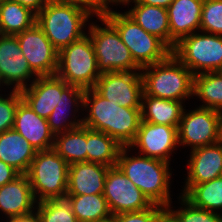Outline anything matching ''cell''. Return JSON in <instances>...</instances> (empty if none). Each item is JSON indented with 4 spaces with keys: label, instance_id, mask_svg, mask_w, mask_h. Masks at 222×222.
<instances>
[{
    "label": "cell",
    "instance_id": "30bf717a",
    "mask_svg": "<svg viewBox=\"0 0 222 222\" xmlns=\"http://www.w3.org/2000/svg\"><path fill=\"white\" fill-rule=\"evenodd\" d=\"M185 110L178 126L180 146H191V150H194L222 140L221 113L219 111L203 107L191 112Z\"/></svg>",
    "mask_w": 222,
    "mask_h": 222
},
{
    "label": "cell",
    "instance_id": "9a60e30c",
    "mask_svg": "<svg viewBox=\"0 0 222 222\" xmlns=\"http://www.w3.org/2000/svg\"><path fill=\"white\" fill-rule=\"evenodd\" d=\"M0 76L4 85L14 84L13 90L18 91L28 87L27 81L32 76L38 77L22 54L16 36L0 35Z\"/></svg>",
    "mask_w": 222,
    "mask_h": 222
},
{
    "label": "cell",
    "instance_id": "d590c367",
    "mask_svg": "<svg viewBox=\"0 0 222 222\" xmlns=\"http://www.w3.org/2000/svg\"><path fill=\"white\" fill-rule=\"evenodd\" d=\"M166 210L165 207L153 204L150 208L138 212H124L112 217V222H156Z\"/></svg>",
    "mask_w": 222,
    "mask_h": 222
},
{
    "label": "cell",
    "instance_id": "ab89813d",
    "mask_svg": "<svg viewBox=\"0 0 222 222\" xmlns=\"http://www.w3.org/2000/svg\"><path fill=\"white\" fill-rule=\"evenodd\" d=\"M8 220L7 222H40L38 213L35 210L25 215L9 218Z\"/></svg>",
    "mask_w": 222,
    "mask_h": 222
},
{
    "label": "cell",
    "instance_id": "5bb4252c",
    "mask_svg": "<svg viewBox=\"0 0 222 222\" xmlns=\"http://www.w3.org/2000/svg\"><path fill=\"white\" fill-rule=\"evenodd\" d=\"M179 146L178 128L150 122H140L134 141L129 145L139 148V154L170 163L172 151ZM171 154V155H170Z\"/></svg>",
    "mask_w": 222,
    "mask_h": 222
},
{
    "label": "cell",
    "instance_id": "83f0119b",
    "mask_svg": "<svg viewBox=\"0 0 222 222\" xmlns=\"http://www.w3.org/2000/svg\"><path fill=\"white\" fill-rule=\"evenodd\" d=\"M53 149L70 165L87 162V127L80 126L55 136Z\"/></svg>",
    "mask_w": 222,
    "mask_h": 222
},
{
    "label": "cell",
    "instance_id": "f6af8a7d",
    "mask_svg": "<svg viewBox=\"0 0 222 222\" xmlns=\"http://www.w3.org/2000/svg\"><path fill=\"white\" fill-rule=\"evenodd\" d=\"M220 113H221V134H222V111Z\"/></svg>",
    "mask_w": 222,
    "mask_h": 222
},
{
    "label": "cell",
    "instance_id": "5b68a950",
    "mask_svg": "<svg viewBox=\"0 0 222 222\" xmlns=\"http://www.w3.org/2000/svg\"><path fill=\"white\" fill-rule=\"evenodd\" d=\"M104 16L116 27L134 62L141 69L162 62L172 54V50L161 39L147 33L125 12L109 9Z\"/></svg>",
    "mask_w": 222,
    "mask_h": 222
},
{
    "label": "cell",
    "instance_id": "7c38bea8",
    "mask_svg": "<svg viewBox=\"0 0 222 222\" xmlns=\"http://www.w3.org/2000/svg\"><path fill=\"white\" fill-rule=\"evenodd\" d=\"M142 72L101 73L93 89L103 98L126 108H141Z\"/></svg>",
    "mask_w": 222,
    "mask_h": 222
},
{
    "label": "cell",
    "instance_id": "8d00e7d4",
    "mask_svg": "<svg viewBox=\"0 0 222 222\" xmlns=\"http://www.w3.org/2000/svg\"><path fill=\"white\" fill-rule=\"evenodd\" d=\"M64 3L75 4L88 10L92 15L104 16L110 9L107 0H57ZM109 7V8H108Z\"/></svg>",
    "mask_w": 222,
    "mask_h": 222
},
{
    "label": "cell",
    "instance_id": "ac0fdd59",
    "mask_svg": "<svg viewBox=\"0 0 222 222\" xmlns=\"http://www.w3.org/2000/svg\"><path fill=\"white\" fill-rule=\"evenodd\" d=\"M36 151L53 148L55 135L46 118L37 115L22 99L18 103L13 127Z\"/></svg>",
    "mask_w": 222,
    "mask_h": 222
},
{
    "label": "cell",
    "instance_id": "7bdbcfd3",
    "mask_svg": "<svg viewBox=\"0 0 222 222\" xmlns=\"http://www.w3.org/2000/svg\"><path fill=\"white\" fill-rule=\"evenodd\" d=\"M108 1V5H110L109 3H119V4H121L122 3V5H125V4H129L130 2H132V0H107Z\"/></svg>",
    "mask_w": 222,
    "mask_h": 222
},
{
    "label": "cell",
    "instance_id": "60d3db41",
    "mask_svg": "<svg viewBox=\"0 0 222 222\" xmlns=\"http://www.w3.org/2000/svg\"><path fill=\"white\" fill-rule=\"evenodd\" d=\"M132 3H141L150 6H159L163 8H168V6L173 2V0H132Z\"/></svg>",
    "mask_w": 222,
    "mask_h": 222
},
{
    "label": "cell",
    "instance_id": "d4e9b609",
    "mask_svg": "<svg viewBox=\"0 0 222 222\" xmlns=\"http://www.w3.org/2000/svg\"><path fill=\"white\" fill-rule=\"evenodd\" d=\"M183 102L146 95L141 97V120L178 128L184 111Z\"/></svg>",
    "mask_w": 222,
    "mask_h": 222
},
{
    "label": "cell",
    "instance_id": "e575fe53",
    "mask_svg": "<svg viewBox=\"0 0 222 222\" xmlns=\"http://www.w3.org/2000/svg\"><path fill=\"white\" fill-rule=\"evenodd\" d=\"M22 100L21 92L12 90L9 97L0 95V134L14 127L18 103Z\"/></svg>",
    "mask_w": 222,
    "mask_h": 222
},
{
    "label": "cell",
    "instance_id": "b9f144b4",
    "mask_svg": "<svg viewBox=\"0 0 222 222\" xmlns=\"http://www.w3.org/2000/svg\"><path fill=\"white\" fill-rule=\"evenodd\" d=\"M156 222H179L167 209L158 217Z\"/></svg>",
    "mask_w": 222,
    "mask_h": 222
},
{
    "label": "cell",
    "instance_id": "7402d4cb",
    "mask_svg": "<svg viewBox=\"0 0 222 222\" xmlns=\"http://www.w3.org/2000/svg\"><path fill=\"white\" fill-rule=\"evenodd\" d=\"M36 149L14 128L0 134V160L20 174H26Z\"/></svg>",
    "mask_w": 222,
    "mask_h": 222
},
{
    "label": "cell",
    "instance_id": "8fae6325",
    "mask_svg": "<svg viewBox=\"0 0 222 222\" xmlns=\"http://www.w3.org/2000/svg\"><path fill=\"white\" fill-rule=\"evenodd\" d=\"M103 195L113 216L124 212L143 211L153 205L117 165L109 167L106 173Z\"/></svg>",
    "mask_w": 222,
    "mask_h": 222
},
{
    "label": "cell",
    "instance_id": "ee69618b",
    "mask_svg": "<svg viewBox=\"0 0 222 222\" xmlns=\"http://www.w3.org/2000/svg\"><path fill=\"white\" fill-rule=\"evenodd\" d=\"M1 84L3 85L4 84V81L2 80L1 76H0V86Z\"/></svg>",
    "mask_w": 222,
    "mask_h": 222
},
{
    "label": "cell",
    "instance_id": "4dcf8cb0",
    "mask_svg": "<svg viewBox=\"0 0 222 222\" xmlns=\"http://www.w3.org/2000/svg\"><path fill=\"white\" fill-rule=\"evenodd\" d=\"M183 196L196 207L218 212L222 209V176L193 185Z\"/></svg>",
    "mask_w": 222,
    "mask_h": 222
},
{
    "label": "cell",
    "instance_id": "9c48e42d",
    "mask_svg": "<svg viewBox=\"0 0 222 222\" xmlns=\"http://www.w3.org/2000/svg\"><path fill=\"white\" fill-rule=\"evenodd\" d=\"M172 54L194 75L222 71V35L194 32L181 38Z\"/></svg>",
    "mask_w": 222,
    "mask_h": 222
},
{
    "label": "cell",
    "instance_id": "6da1fadb",
    "mask_svg": "<svg viewBox=\"0 0 222 222\" xmlns=\"http://www.w3.org/2000/svg\"><path fill=\"white\" fill-rule=\"evenodd\" d=\"M83 107L89 110L83 126L106 133L121 146L135 139L141 122V108H126L100 96L93 88L84 91Z\"/></svg>",
    "mask_w": 222,
    "mask_h": 222
},
{
    "label": "cell",
    "instance_id": "f35d334b",
    "mask_svg": "<svg viewBox=\"0 0 222 222\" xmlns=\"http://www.w3.org/2000/svg\"><path fill=\"white\" fill-rule=\"evenodd\" d=\"M18 2L20 5L29 8L36 15L42 10L46 5L48 0H12Z\"/></svg>",
    "mask_w": 222,
    "mask_h": 222
},
{
    "label": "cell",
    "instance_id": "f1b7e54d",
    "mask_svg": "<svg viewBox=\"0 0 222 222\" xmlns=\"http://www.w3.org/2000/svg\"><path fill=\"white\" fill-rule=\"evenodd\" d=\"M122 147L106 133L87 127V162H94L108 167L116 166L118 154Z\"/></svg>",
    "mask_w": 222,
    "mask_h": 222
},
{
    "label": "cell",
    "instance_id": "7a4b0ae2",
    "mask_svg": "<svg viewBox=\"0 0 222 222\" xmlns=\"http://www.w3.org/2000/svg\"><path fill=\"white\" fill-rule=\"evenodd\" d=\"M129 146H123L118 154L117 166L155 205L167 208L170 197V163L138 154L127 155ZM129 156V157H128Z\"/></svg>",
    "mask_w": 222,
    "mask_h": 222
},
{
    "label": "cell",
    "instance_id": "d6a6232c",
    "mask_svg": "<svg viewBox=\"0 0 222 222\" xmlns=\"http://www.w3.org/2000/svg\"><path fill=\"white\" fill-rule=\"evenodd\" d=\"M181 198V207L176 211L171 209V204L166 208L179 222H222V215L212 211L204 210L194 206L183 195ZM183 208V209H182Z\"/></svg>",
    "mask_w": 222,
    "mask_h": 222
},
{
    "label": "cell",
    "instance_id": "74e56055",
    "mask_svg": "<svg viewBox=\"0 0 222 222\" xmlns=\"http://www.w3.org/2000/svg\"><path fill=\"white\" fill-rule=\"evenodd\" d=\"M19 175L20 173L17 170L0 160V187L11 182Z\"/></svg>",
    "mask_w": 222,
    "mask_h": 222
},
{
    "label": "cell",
    "instance_id": "52a82bcc",
    "mask_svg": "<svg viewBox=\"0 0 222 222\" xmlns=\"http://www.w3.org/2000/svg\"><path fill=\"white\" fill-rule=\"evenodd\" d=\"M55 75L68 85L84 90L95 86L101 72L98 70L94 47L88 35L58 51Z\"/></svg>",
    "mask_w": 222,
    "mask_h": 222
},
{
    "label": "cell",
    "instance_id": "277c9868",
    "mask_svg": "<svg viewBox=\"0 0 222 222\" xmlns=\"http://www.w3.org/2000/svg\"><path fill=\"white\" fill-rule=\"evenodd\" d=\"M141 70L146 95L179 102L193 95L194 74L173 54Z\"/></svg>",
    "mask_w": 222,
    "mask_h": 222
},
{
    "label": "cell",
    "instance_id": "cb8c5ba5",
    "mask_svg": "<svg viewBox=\"0 0 222 222\" xmlns=\"http://www.w3.org/2000/svg\"><path fill=\"white\" fill-rule=\"evenodd\" d=\"M134 5L125 13L147 33L161 39L170 48V26L167 9L141 3H134Z\"/></svg>",
    "mask_w": 222,
    "mask_h": 222
},
{
    "label": "cell",
    "instance_id": "4316f807",
    "mask_svg": "<svg viewBox=\"0 0 222 222\" xmlns=\"http://www.w3.org/2000/svg\"><path fill=\"white\" fill-rule=\"evenodd\" d=\"M36 23V14L12 0L0 1L1 35H12L30 29Z\"/></svg>",
    "mask_w": 222,
    "mask_h": 222
},
{
    "label": "cell",
    "instance_id": "836d02e7",
    "mask_svg": "<svg viewBox=\"0 0 222 222\" xmlns=\"http://www.w3.org/2000/svg\"><path fill=\"white\" fill-rule=\"evenodd\" d=\"M199 30L222 35V0H204Z\"/></svg>",
    "mask_w": 222,
    "mask_h": 222
},
{
    "label": "cell",
    "instance_id": "d6986e66",
    "mask_svg": "<svg viewBox=\"0 0 222 222\" xmlns=\"http://www.w3.org/2000/svg\"><path fill=\"white\" fill-rule=\"evenodd\" d=\"M204 0H173L168 6L170 49L183 37L199 30Z\"/></svg>",
    "mask_w": 222,
    "mask_h": 222
},
{
    "label": "cell",
    "instance_id": "2e32d148",
    "mask_svg": "<svg viewBox=\"0 0 222 222\" xmlns=\"http://www.w3.org/2000/svg\"><path fill=\"white\" fill-rule=\"evenodd\" d=\"M188 172L182 195L193 185L222 176V140L218 143L191 150Z\"/></svg>",
    "mask_w": 222,
    "mask_h": 222
},
{
    "label": "cell",
    "instance_id": "603a6c76",
    "mask_svg": "<svg viewBox=\"0 0 222 222\" xmlns=\"http://www.w3.org/2000/svg\"><path fill=\"white\" fill-rule=\"evenodd\" d=\"M84 91L85 90L83 88L74 85H68L62 91L60 101L57 103V105L54 107L53 111L47 118L50 130L55 136L83 125V119L72 120L71 118V121L69 122L66 117L69 115L68 113L71 107H77L76 109H74V112H76V110L78 112L80 106L83 108Z\"/></svg>",
    "mask_w": 222,
    "mask_h": 222
},
{
    "label": "cell",
    "instance_id": "8992f818",
    "mask_svg": "<svg viewBox=\"0 0 222 222\" xmlns=\"http://www.w3.org/2000/svg\"><path fill=\"white\" fill-rule=\"evenodd\" d=\"M68 168L69 164L53 148L37 151L26 172L37 202L66 196Z\"/></svg>",
    "mask_w": 222,
    "mask_h": 222
},
{
    "label": "cell",
    "instance_id": "484cf974",
    "mask_svg": "<svg viewBox=\"0 0 222 222\" xmlns=\"http://www.w3.org/2000/svg\"><path fill=\"white\" fill-rule=\"evenodd\" d=\"M78 222H105L113 217L103 194L66 195Z\"/></svg>",
    "mask_w": 222,
    "mask_h": 222
},
{
    "label": "cell",
    "instance_id": "4fadbf2b",
    "mask_svg": "<svg viewBox=\"0 0 222 222\" xmlns=\"http://www.w3.org/2000/svg\"><path fill=\"white\" fill-rule=\"evenodd\" d=\"M22 54L30 68L38 76H53L58 66V50L43 30L34 24L30 29L16 35Z\"/></svg>",
    "mask_w": 222,
    "mask_h": 222
},
{
    "label": "cell",
    "instance_id": "44dd1931",
    "mask_svg": "<svg viewBox=\"0 0 222 222\" xmlns=\"http://www.w3.org/2000/svg\"><path fill=\"white\" fill-rule=\"evenodd\" d=\"M36 203L26 174L0 187V210L7 219L33 212Z\"/></svg>",
    "mask_w": 222,
    "mask_h": 222
},
{
    "label": "cell",
    "instance_id": "ffe728a7",
    "mask_svg": "<svg viewBox=\"0 0 222 222\" xmlns=\"http://www.w3.org/2000/svg\"><path fill=\"white\" fill-rule=\"evenodd\" d=\"M108 169V166L94 162L70 164L66 195L103 194Z\"/></svg>",
    "mask_w": 222,
    "mask_h": 222
},
{
    "label": "cell",
    "instance_id": "e0dca14e",
    "mask_svg": "<svg viewBox=\"0 0 222 222\" xmlns=\"http://www.w3.org/2000/svg\"><path fill=\"white\" fill-rule=\"evenodd\" d=\"M28 86L30 87L20 91L22 99L37 115L47 119L60 101L62 91L68 84L53 75L38 76Z\"/></svg>",
    "mask_w": 222,
    "mask_h": 222
},
{
    "label": "cell",
    "instance_id": "3957f363",
    "mask_svg": "<svg viewBox=\"0 0 222 222\" xmlns=\"http://www.w3.org/2000/svg\"><path fill=\"white\" fill-rule=\"evenodd\" d=\"M90 16L93 15L81 6L48 0L36 15V24L59 51L87 34L83 29Z\"/></svg>",
    "mask_w": 222,
    "mask_h": 222
},
{
    "label": "cell",
    "instance_id": "ba28073f",
    "mask_svg": "<svg viewBox=\"0 0 222 222\" xmlns=\"http://www.w3.org/2000/svg\"><path fill=\"white\" fill-rule=\"evenodd\" d=\"M97 19L105 26L91 23L88 36L94 47L98 70L101 73L141 71L130 50L121 40L116 27L105 16H98Z\"/></svg>",
    "mask_w": 222,
    "mask_h": 222
},
{
    "label": "cell",
    "instance_id": "1f68e13d",
    "mask_svg": "<svg viewBox=\"0 0 222 222\" xmlns=\"http://www.w3.org/2000/svg\"><path fill=\"white\" fill-rule=\"evenodd\" d=\"M35 206L40 222H78L66 197L39 201Z\"/></svg>",
    "mask_w": 222,
    "mask_h": 222
},
{
    "label": "cell",
    "instance_id": "f546056e",
    "mask_svg": "<svg viewBox=\"0 0 222 222\" xmlns=\"http://www.w3.org/2000/svg\"><path fill=\"white\" fill-rule=\"evenodd\" d=\"M193 96L204 104L199 107L222 111V71L194 75Z\"/></svg>",
    "mask_w": 222,
    "mask_h": 222
}]
</instances>
